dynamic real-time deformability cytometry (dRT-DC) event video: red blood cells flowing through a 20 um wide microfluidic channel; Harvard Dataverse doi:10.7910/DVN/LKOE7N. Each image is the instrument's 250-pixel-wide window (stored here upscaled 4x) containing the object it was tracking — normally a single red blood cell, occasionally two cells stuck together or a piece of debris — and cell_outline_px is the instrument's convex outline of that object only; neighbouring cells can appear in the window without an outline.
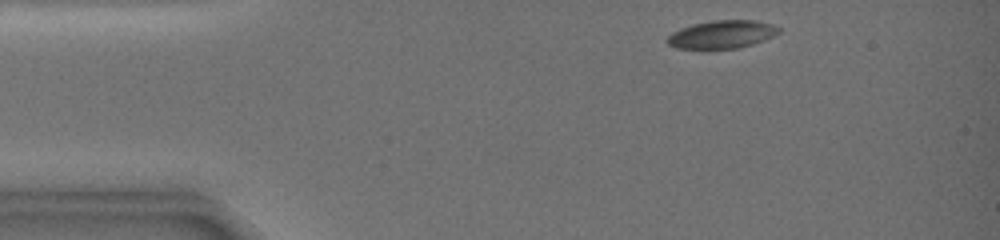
{"species": "common noctule bat (a hibernating species)", "species_latin": "Nyctalus noctula", "temperature_condition": "warm", "stored_images_in_passage": 29, "camera_frame_rate_fps": 3000, "um_per_image_px": 0.085, "animal": {"sex": "female", "body_mass_g": 19.0, "forearm_length_mm": 51.5}, "frame": {"image": 1, "passage_image": 1, "time_ms": 0.0, "image_size_px": [1000, 240], "cell_outline_px": [[780, 32], [764, 40], [740, 48], [700, 52], [676, 48], [668, 44], [664, 40], [672, 32], [680, 28], [692, 24], [712, 20], [756, 20], [772, 24], [780, 28]], "centroid_in_image_um": [61.28, 2.97], "position_along_channel_um": 23.7, "area_um2": 19.13}}